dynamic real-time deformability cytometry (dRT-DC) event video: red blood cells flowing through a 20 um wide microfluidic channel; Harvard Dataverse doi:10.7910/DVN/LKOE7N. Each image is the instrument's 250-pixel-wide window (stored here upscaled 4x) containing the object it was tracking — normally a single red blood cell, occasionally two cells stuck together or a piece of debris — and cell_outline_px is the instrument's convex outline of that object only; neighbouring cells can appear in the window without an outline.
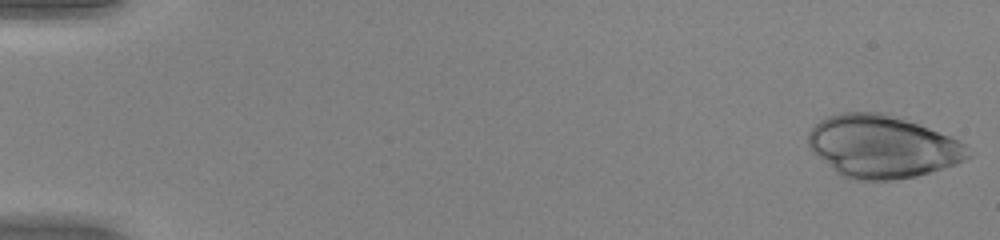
{"species": "human", "species_latin": "Homo sapiens", "temperature_condition": "warm", "stored_images_in_passage": 51, "camera_frame_rate_fps": 3000, "um_per_image_px": 0.085, "donor": {"sex": "female"}, "frame": {"image": 1, "passage_image": 1, "time_ms": 0.0, "image_size_px": [1000, 240], "cell_outline_px": [[972, 156], [956, 164], [916, 176], [892, 180], [852, 180], [840, 176], [812, 152], [808, 148], [808, 132], [820, 120], [828, 116], [840, 112], [884, 112], [920, 124], [952, 136], [960, 140], [964, 144]], "centroid_in_image_um": [74.98, 12.45], "position_along_channel_um": 10.0, "area_um2": 58.72}}
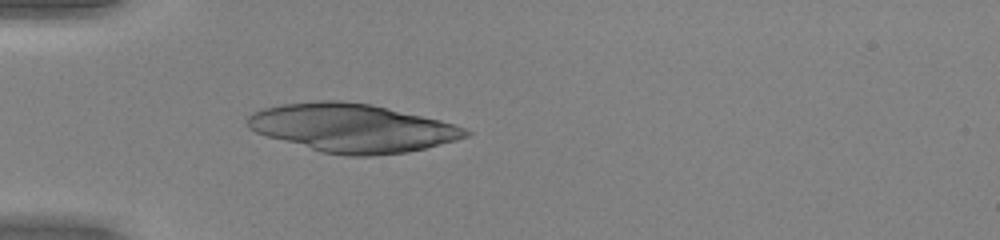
{"frame": {"image": 2, "passage_image": 16, "time_ms": 5.0, "image_size_px": [1000, 240], "cell_outline_px": [[472, 132], [468, 136], [456, 140], [408, 152], [372, 156], [344, 156], [324, 152], [268, 136], [256, 132], [248, 128], [248, 116], [252, 112], [264, 108], [280, 104], [320, 100], [340, 100], [372, 104], [440, 120], [464, 128]], "centroid_in_image_um": [29.94, 10.87], "position_along_channel_um": 55.1, "area_um2": 61.09}}